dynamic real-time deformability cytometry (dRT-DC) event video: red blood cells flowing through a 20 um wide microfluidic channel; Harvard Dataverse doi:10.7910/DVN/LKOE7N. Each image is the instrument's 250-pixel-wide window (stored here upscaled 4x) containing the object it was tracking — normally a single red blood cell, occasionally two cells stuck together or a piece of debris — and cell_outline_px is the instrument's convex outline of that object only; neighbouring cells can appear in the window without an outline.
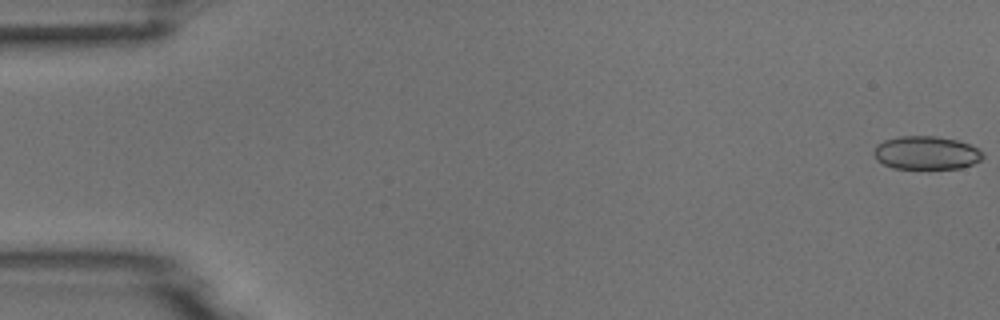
{"species": "common noctule bat (a hibernating species)", "species_latin": "Nyctalus noctula", "temperature_condition": "room temperature", "stored_images_in_passage": 54, "camera_frame_rate_fps": 3000, "um_per_image_px": 0.085, "animal": {"sex": "male", "body_mass_g": 18.8}, "frame": {"image": 1, "passage_image": 1, "time_ms": 0.0, "image_size_px": [1000, 320], "cell_outline_px": [[984, 156], [980, 160], [972, 164], [960, 168], [892, 168], [876, 160], [872, 152], [876, 144], [884, 140], [900, 136], [936, 136], [956, 140], [968, 144], [984, 152]], "centroid_in_image_um": [78.69, 12.98], "position_along_channel_um": 6.3, "area_um2": 21.15}}
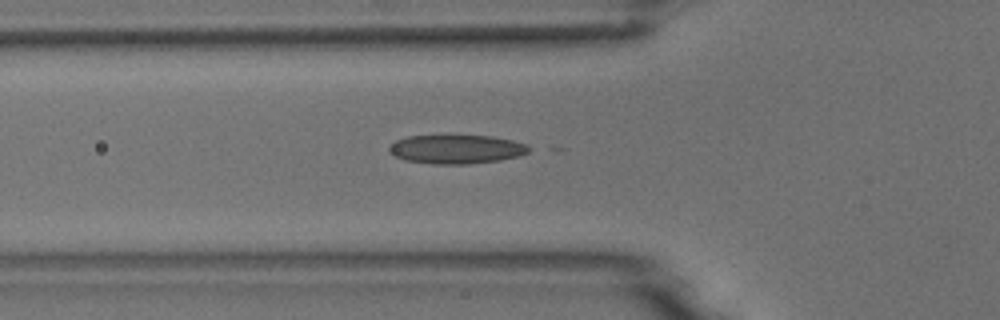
{"frame": {"image": 2, "passage_image": 19, "time_ms": 6.0, "image_size_px": [1000, 320], "cell_outline_px": [[536, 148], [520, 156], [500, 160], [468, 164], [432, 164], [404, 160], [388, 152], [388, 144], [396, 140], [408, 136], [492, 136], [512, 140], [528, 144]], "centroid_in_image_um": [38.82, 12.69], "position_along_channel_um": 87.0, "area_um2": 23.81}}
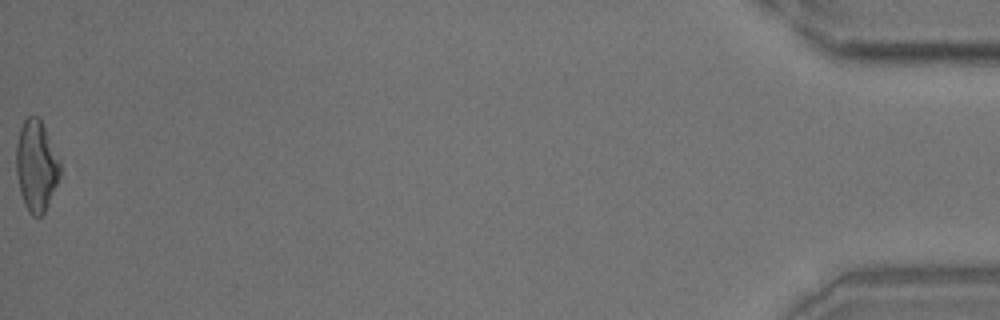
{"frame": {"image": 3, "passage_image": 54, "time_ms": 17.667, "image_size_px": [1000, 320], "cell_outline_px": [[64, 168], [44, 212], [40, 216], [32, 216], [28, 212], [24, 204], [20, 192], [16, 176], [16, 144], [20, 128], [24, 120], [28, 116], [36, 116], [40, 120]], "centroid_in_image_um": [3.09, 14.11], "position_along_channel_um": 432.1, "area_um2": 23.35}}